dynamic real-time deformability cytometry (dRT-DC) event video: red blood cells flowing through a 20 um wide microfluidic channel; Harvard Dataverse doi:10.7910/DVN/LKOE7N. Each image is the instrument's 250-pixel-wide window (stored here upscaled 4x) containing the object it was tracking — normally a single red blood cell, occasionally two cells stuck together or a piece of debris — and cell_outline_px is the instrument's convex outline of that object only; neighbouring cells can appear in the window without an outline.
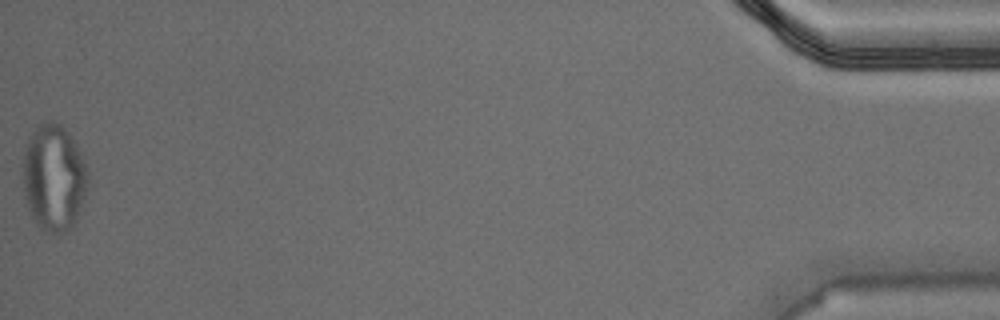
{"species": "Egyptian fruit bat (a non-hibernating species)", "species_latin": "Rousettus aegyptiacus", "temperature_condition": "warm", "stored_images_in_passage": 47, "segment_of_instrument_passage": [2, 2], "camera_frame_rate_fps": 3000, "um_per_image_px": 0.085, "animal": {"sex": "male"}, "frame": {"image": 1, "passage_image": 47, "time_ms": 15.333, "image_size_px": [1000, 320], "cell_outline_px": [[88, 188], [84, 200], [72, 228], [56, 236], [40, 228], [36, 224], [28, 208], [24, 196], [24, 144], [28, 136], [44, 120], [52, 120], [60, 124], [68, 132], [76, 144], [84, 160], [88, 172]], "centroid_in_image_um": [4.58, 15.11], "position_along_channel_um": 430.6, "area_um2": 40.86}}